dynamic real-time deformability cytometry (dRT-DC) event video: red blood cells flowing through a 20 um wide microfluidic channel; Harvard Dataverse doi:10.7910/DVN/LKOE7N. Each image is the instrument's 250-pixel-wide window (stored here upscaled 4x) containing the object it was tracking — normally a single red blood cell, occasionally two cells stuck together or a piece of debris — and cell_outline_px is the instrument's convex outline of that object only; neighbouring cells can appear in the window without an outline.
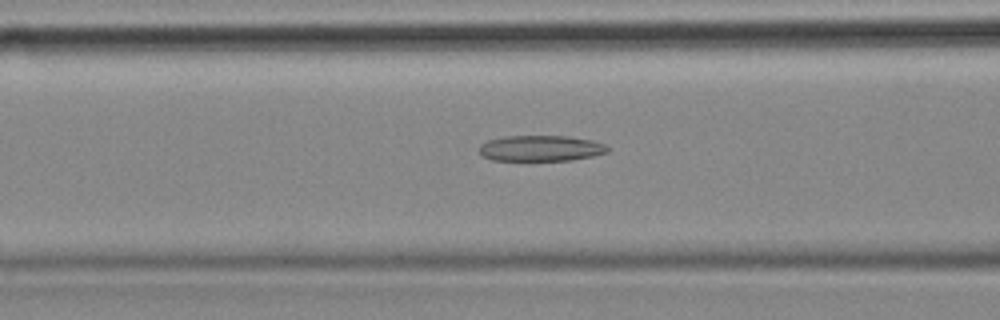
{"species": "common noctule bat (a hibernating species)", "species_latin": "Nyctalus noctula", "temperature_condition": "cold", "stored_images_in_passage": 55, "camera_frame_rate_fps": 3000, "um_per_image_px": 0.085, "animal": {"sex": "female", "body_mass_g": 18.4}, "frame": {"image": 1, "passage_image": 21, "time_ms": 6.667, "image_size_px": [1000, 320], "cell_outline_px": [[608, 152], [592, 156], [572, 160], [492, 160], [484, 156], [480, 152], [480, 144], [488, 140], [508, 136], [568, 136], [592, 140], [604, 144], [608, 148]], "centroid_in_image_um": [45.98, 12.6], "position_along_channel_um": 120.6, "area_um2": 19.13}}
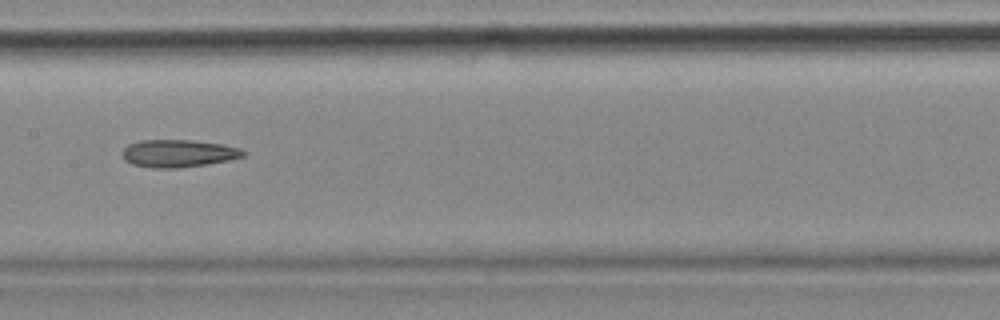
{"frame": {"image": 2, "passage_image": 27, "time_ms": 8.667, "image_size_px": [1000, 320], "cell_outline_px": [[248, 152], [244, 156], [228, 160], [204, 164], [176, 168], [152, 168], [132, 164], [124, 160], [120, 152], [128, 144], [140, 140], [192, 140], [220, 144], [240, 148]], "centroid_in_image_um": [15.11, 13.03], "position_along_channel_um": 192.3, "area_um2": 19.42}}
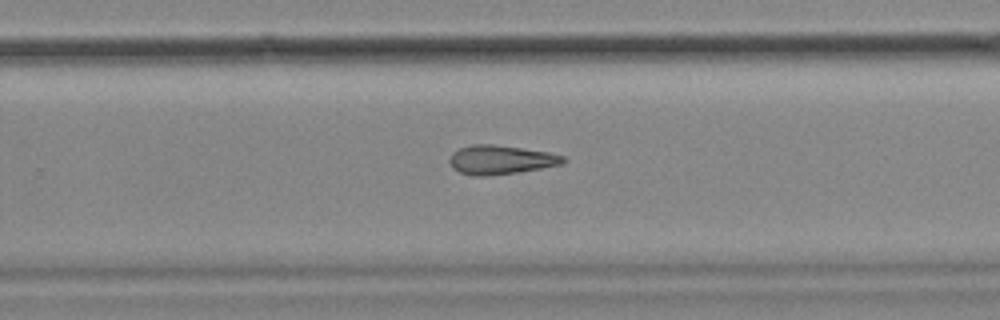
{"frame": {"image": 3, "passage_image": 35, "time_ms": 11.333, "image_size_px": [1000, 320], "cell_outline_px": [[568, 160], [564, 164], [516, 172], [484, 176], [476, 176], [460, 172], [452, 168], [448, 160], [452, 152], [460, 148], [472, 144], [496, 144], [548, 152], [568, 156]], "centroid_in_image_um": [42.59, 13.57], "position_along_channel_um": 287.2, "area_um2": 19.36}}